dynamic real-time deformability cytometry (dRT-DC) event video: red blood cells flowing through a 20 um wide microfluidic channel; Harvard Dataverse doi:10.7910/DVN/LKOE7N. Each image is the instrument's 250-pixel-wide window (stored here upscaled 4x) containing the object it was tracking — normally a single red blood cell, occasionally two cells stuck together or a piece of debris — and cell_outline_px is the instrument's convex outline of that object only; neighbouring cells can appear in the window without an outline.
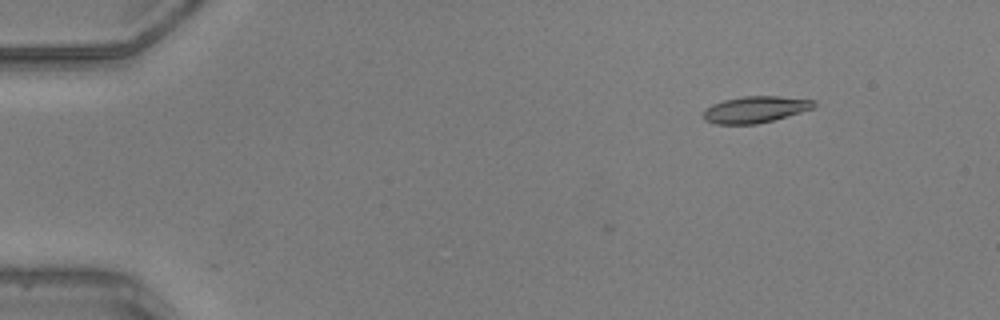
{"species": "common noctule bat (a hibernating species)", "species_latin": "Nyctalus noctula", "temperature_condition": "warm", "stored_images_in_passage": 2, "camera_frame_rate_fps": 3000, "um_per_image_px": 0.085, "animal": {"sex": "male", "body_mass_g": 20.5, "forearm_length_mm": 52.5}, "frame": {"image": 1, "passage_image": 2, "time_ms": 0.333, "image_size_px": [1000, 320], "cell_outline_px": [[816, 104], [812, 108], [800, 112], [772, 120], [756, 124], [716, 124], [704, 120], [704, 112], [712, 104], [724, 100], [744, 96], [780, 96], [816, 100]], "centroid_in_image_um": [64.2, 9.3], "position_along_channel_um": 20.8, "area_um2": 16.88}}